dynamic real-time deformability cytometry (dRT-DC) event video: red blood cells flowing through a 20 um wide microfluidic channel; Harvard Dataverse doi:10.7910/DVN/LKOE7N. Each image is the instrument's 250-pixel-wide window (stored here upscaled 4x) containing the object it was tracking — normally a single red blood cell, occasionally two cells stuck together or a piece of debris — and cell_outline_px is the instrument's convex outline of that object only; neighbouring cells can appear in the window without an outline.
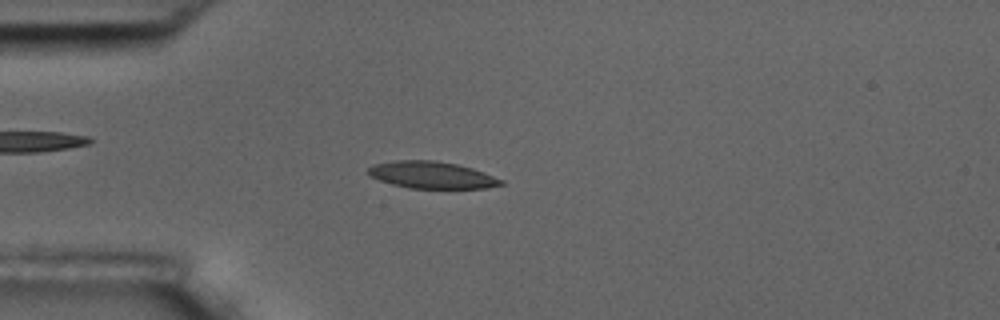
{"species": "common noctule bat (a hibernating species)", "species_latin": "Nyctalus noctula", "temperature_condition": "room temperature", "stored_images_in_passage": 3, "camera_frame_rate_fps": 3000, "um_per_image_px": 0.085, "animal": {"sex": "male", "body_mass_g": 17.5, "forearm_length_mm": 52.3}, "frame": {"image": 1, "passage_image": 3, "time_ms": 3.0, "image_size_px": [1000, 320], "cell_outline_px": [[504, 184], [488, 188], [408, 188], [392, 184], [368, 176], [364, 172], [372, 164], [396, 160], [432, 160], [456, 164], [472, 168], [484, 172], [504, 180]], "centroid_in_image_um": [36.66, 14.87], "position_along_channel_um": 48.3, "area_um2": 21.04}}